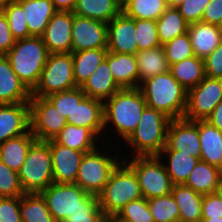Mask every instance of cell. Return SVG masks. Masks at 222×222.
Listing matches in <instances>:
<instances>
[{
	"label": "cell",
	"instance_id": "6",
	"mask_svg": "<svg viewBox=\"0 0 222 222\" xmlns=\"http://www.w3.org/2000/svg\"><path fill=\"white\" fill-rule=\"evenodd\" d=\"M18 176L24 193H40L53 183L52 157L46 141L36 140L31 145Z\"/></svg>",
	"mask_w": 222,
	"mask_h": 222
},
{
	"label": "cell",
	"instance_id": "41",
	"mask_svg": "<svg viewBox=\"0 0 222 222\" xmlns=\"http://www.w3.org/2000/svg\"><path fill=\"white\" fill-rule=\"evenodd\" d=\"M106 219L107 216L99 206L98 196L89 195L82 202V207L61 222H106Z\"/></svg>",
	"mask_w": 222,
	"mask_h": 222
},
{
	"label": "cell",
	"instance_id": "4",
	"mask_svg": "<svg viewBox=\"0 0 222 222\" xmlns=\"http://www.w3.org/2000/svg\"><path fill=\"white\" fill-rule=\"evenodd\" d=\"M142 197L137 177L125 162L117 165L98 195L99 206L107 217L117 215L130 201Z\"/></svg>",
	"mask_w": 222,
	"mask_h": 222
},
{
	"label": "cell",
	"instance_id": "28",
	"mask_svg": "<svg viewBox=\"0 0 222 222\" xmlns=\"http://www.w3.org/2000/svg\"><path fill=\"white\" fill-rule=\"evenodd\" d=\"M171 194L179 208V221H200L203 195L184 184L173 185Z\"/></svg>",
	"mask_w": 222,
	"mask_h": 222
},
{
	"label": "cell",
	"instance_id": "11",
	"mask_svg": "<svg viewBox=\"0 0 222 222\" xmlns=\"http://www.w3.org/2000/svg\"><path fill=\"white\" fill-rule=\"evenodd\" d=\"M30 130L37 141L53 140L67 124L66 117L46 97H31Z\"/></svg>",
	"mask_w": 222,
	"mask_h": 222
},
{
	"label": "cell",
	"instance_id": "25",
	"mask_svg": "<svg viewBox=\"0 0 222 222\" xmlns=\"http://www.w3.org/2000/svg\"><path fill=\"white\" fill-rule=\"evenodd\" d=\"M200 160L222 170V132L206 120H198Z\"/></svg>",
	"mask_w": 222,
	"mask_h": 222
},
{
	"label": "cell",
	"instance_id": "3",
	"mask_svg": "<svg viewBox=\"0 0 222 222\" xmlns=\"http://www.w3.org/2000/svg\"><path fill=\"white\" fill-rule=\"evenodd\" d=\"M48 54L42 38L31 36L16 40L5 56L21 82L32 92L39 82Z\"/></svg>",
	"mask_w": 222,
	"mask_h": 222
},
{
	"label": "cell",
	"instance_id": "12",
	"mask_svg": "<svg viewBox=\"0 0 222 222\" xmlns=\"http://www.w3.org/2000/svg\"><path fill=\"white\" fill-rule=\"evenodd\" d=\"M220 101H222V79L205 77L188 91L183 118L189 121L206 120Z\"/></svg>",
	"mask_w": 222,
	"mask_h": 222
},
{
	"label": "cell",
	"instance_id": "1",
	"mask_svg": "<svg viewBox=\"0 0 222 222\" xmlns=\"http://www.w3.org/2000/svg\"><path fill=\"white\" fill-rule=\"evenodd\" d=\"M138 88L148 107L164 113L171 120L184 117L188 91L170 71L144 80L143 85L140 84Z\"/></svg>",
	"mask_w": 222,
	"mask_h": 222
},
{
	"label": "cell",
	"instance_id": "37",
	"mask_svg": "<svg viewBox=\"0 0 222 222\" xmlns=\"http://www.w3.org/2000/svg\"><path fill=\"white\" fill-rule=\"evenodd\" d=\"M166 8L165 0H128L122 7V12L132 19L157 21Z\"/></svg>",
	"mask_w": 222,
	"mask_h": 222
},
{
	"label": "cell",
	"instance_id": "15",
	"mask_svg": "<svg viewBox=\"0 0 222 222\" xmlns=\"http://www.w3.org/2000/svg\"><path fill=\"white\" fill-rule=\"evenodd\" d=\"M73 12L57 11L41 36L49 54L70 53Z\"/></svg>",
	"mask_w": 222,
	"mask_h": 222
},
{
	"label": "cell",
	"instance_id": "44",
	"mask_svg": "<svg viewBox=\"0 0 222 222\" xmlns=\"http://www.w3.org/2000/svg\"><path fill=\"white\" fill-rule=\"evenodd\" d=\"M120 219L127 222H154L144 197L130 201L117 214Z\"/></svg>",
	"mask_w": 222,
	"mask_h": 222
},
{
	"label": "cell",
	"instance_id": "10",
	"mask_svg": "<svg viewBox=\"0 0 222 222\" xmlns=\"http://www.w3.org/2000/svg\"><path fill=\"white\" fill-rule=\"evenodd\" d=\"M56 222L69 218L90 195L75 183H52L40 192Z\"/></svg>",
	"mask_w": 222,
	"mask_h": 222
},
{
	"label": "cell",
	"instance_id": "2",
	"mask_svg": "<svg viewBox=\"0 0 222 222\" xmlns=\"http://www.w3.org/2000/svg\"><path fill=\"white\" fill-rule=\"evenodd\" d=\"M147 106L139 88H123L103 102V122L114 124L125 141L135 131Z\"/></svg>",
	"mask_w": 222,
	"mask_h": 222
},
{
	"label": "cell",
	"instance_id": "23",
	"mask_svg": "<svg viewBox=\"0 0 222 222\" xmlns=\"http://www.w3.org/2000/svg\"><path fill=\"white\" fill-rule=\"evenodd\" d=\"M86 96L105 101L122 89L110 71L107 60H103L96 70L80 87Z\"/></svg>",
	"mask_w": 222,
	"mask_h": 222
},
{
	"label": "cell",
	"instance_id": "43",
	"mask_svg": "<svg viewBox=\"0 0 222 222\" xmlns=\"http://www.w3.org/2000/svg\"><path fill=\"white\" fill-rule=\"evenodd\" d=\"M85 93L80 87L69 90L55 92L46 98L58 109L64 117H71L75 104H78L84 97Z\"/></svg>",
	"mask_w": 222,
	"mask_h": 222
},
{
	"label": "cell",
	"instance_id": "22",
	"mask_svg": "<svg viewBox=\"0 0 222 222\" xmlns=\"http://www.w3.org/2000/svg\"><path fill=\"white\" fill-rule=\"evenodd\" d=\"M24 9L29 37H41L57 12L51 0H16Z\"/></svg>",
	"mask_w": 222,
	"mask_h": 222
},
{
	"label": "cell",
	"instance_id": "31",
	"mask_svg": "<svg viewBox=\"0 0 222 222\" xmlns=\"http://www.w3.org/2000/svg\"><path fill=\"white\" fill-rule=\"evenodd\" d=\"M71 53L75 83L77 87H81L100 63L105 60L108 50L107 48H97Z\"/></svg>",
	"mask_w": 222,
	"mask_h": 222
},
{
	"label": "cell",
	"instance_id": "35",
	"mask_svg": "<svg viewBox=\"0 0 222 222\" xmlns=\"http://www.w3.org/2000/svg\"><path fill=\"white\" fill-rule=\"evenodd\" d=\"M161 153L168 154L169 165L164 166L173 185L184 184L200 160L197 157H192L189 154L176 150H162L158 157L161 156Z\"/></svg>",
	"mask_w": 222,
	"mask_h": 222
},
{
	"label": "cell",
	"instance_id": "58",
	"mask_svg": "<svg viewBox=\"0 0 222 222\" xmlns=\"http://www.w3.org/2000/svg\"><path fill=\"white\" fill-rule=\"evenodd\" d=\"M117 4H119L121 7H123L128 0H114Z\"/></svg>",
	"mask_w": 222,
	"mask_h": 222
},
{
	"label": "cell",
	"instance_id": "40",
	"mask_svg": "<svg viewBox=\"0 0 222 222\" xmlns=\"http://www.w3.org/2000/svg\"><path fill=\"white\" fill-rule=\"evenodd\" d=\"M135 40L138 51L154 49L161 46L156 21L149 19H135Z\"/></svg>",
	"mask_w": 222,
	"mask_h": 222
},
{
	"label": "cell",
	"instance_id": "45",
	"mask_svg": "<svg viewBox=\"0 0 222 222\" xmlns=\"http://www.w3.org/2000/svg\"><path fill=\"white\" fill-rule=\"evenodd\" d=\"M23 194L18 172L0 160V197H21Z\"/></svg>",
	"mask_w": 222,
	"mask_h": 222
},
{
	"label": "cell",
	"instance_id": "30",
	"mask_svg": "<svg viewBox=\"0 0 222 222\" xmlns=\"http://www.w3.org/2000/svg\"><path fill=\"white\" fill-rule=\"evenodd\" d=\"M169 71L187 91L197 86L206 77L204 59L196 55L170 65Z\"/></svg>",
	"mask_w": 222,
	"mask_h": 222
},
{
	"label": "cell",
	"instance_id": "5",
	"mask_svg": "<svg viewBox=\"0 0 222 222\" xmlns=\"http://www.w3.org/2000/svg\"><path fill=\"white\" fill-rule=\"evenodd\" d=\"M170 121L164 113L146 106L139 124L126 143L134 147L136 156H158L166 146Z\"/></svg>",
	"mask_w": 222,
	"mask_h": 222
},
{
	"label": "cell",
	"instance_id": "39",
	"mask_svg": "<svg viewBox=\"0 0 222 222\" xmlns=\"http://www.w3.org/2000/svg\"><path fill=\"white\" fill-rule=\"evenodd\" d=\"M5 14L9 29L16 40L28 38L29 30L26 22L25 12L17 1L10 2L1 8Z\"/></svg>",
	"mask_w": 222,
	"mask_h": 222
},
{
	"label": "cell",
	"instance_id": "56",
	"mask_svg": "<svg viewBox=\"0 0 222 222\" xmlns=\"http://www.w3.org/2000/svg\"><path fill=\"white\" fill-rule=\"evenodd\" d=\"M201 222H222V217H219V218H201Z\"/></svg>",
	"mask_w": 222,
	"mask_h": 222
},
{
	"label": "cell",
	"instance_id": "19",
	"mask_svg": "<svg viewBox=\"0 0 222 222\" xmlns=\"http://www.w3.org/2000/svg\"><path fill=\"white\" fill-rule=\"evenodd\" d=\"M31 92L12 70L5 55H0V105L29 103Z\"/></svg>",
	"mask_w": 222,
	"mask_h": 222
},
{
	"label": "cell",
	"instance_id": "16",
	"mask_svg": "<svg viewBox=\"0 0 222 222\" xmlns=\"http://www.w3.org/2000/svg\"><path fill=\"white\" fill-rule=\"evenodd\" d=\"M107 27V50L109 52L132 55L137 54L138 45L135 40V19H132L121 12L107 23Z\"/></svg>",
	"mask_w": 222,
	"mask_h": 222
},
{
	"label": "cell",
	"instance_id": "57",
	"mask_svg": "<svg viewBox=\"0 0 222 222\" xmlns=\"http://www.w3.org/2000/svg\"><path fill=\"white\" fill-rule=\"evenodd\" d=\"M12 1H16V0H0V9L4 6H7Z\"/></svg>",
	"mask_w": 222,
	"mask_h": 222
},
{
	"label": "cell",
	"instance_id": "27",
	"mask_svg": "<svg viewBox=\"0 0 222 222\" xmlns=\"http://www.w3.org/2000/svg\"><path fill=\"white\" fill-rule=\"evenodd\" d=\"M36 141L29 130L20 136L8 139L0 144V160L10 169L18 172L27 157L28 150Z\"/></svg>",
	"mask_w": 222,
	"mask_h": 222
},
{
	"label": "cell",
	"instance_id": "13",
	"mask_svg": "<svg viewBox=\"0 0 222 222\" xmlns=\"http://www.w3.org/2000/svg\"><path fill=\"white\" fill-rule=\"evenodd\" d=\"M71 52L107 48V23L73 13Z\"/></svg>",
	"mask_w": 222,
	"mask_h": 222
},
{
	"label": "cell",
	"instance_id": "50",
	"mask_svg": "<svg viewBox=\"0 0 222 222\" xmlns=\"http://www.w3.org/2000/svg\"><path fill=\"white\" fill-rule=\"evenodd\" d=\"M15 42L16 39L9 29L7 18L0 9V55H6Z\"/></svg>",
	"mask_w": 222,
	"mask_h": 222
},
{
	"label": "cell",
	"instance_id": "49",
	"mask_svg": "<svg viewBox=\"0 0 222 222\" xmlns=\"http://www.w3.org/2000/svg\"><path fill=\"white\" fill-rule=\"evenodd\" d=\"M204 66L206 77L222 79V42L204 58Z\"/></svg>",
	"mask_w": 222,
	"mask_h": 222
},
{
	"label": "cell",
	"instance_id": "55",
	"mask_svg": "<svg viewBox=\"0 0 222 222\" xmlns=\"http://www.w3.org/2000/svg\"><path fill=\"white\" fill-rule=\"evenodd\" d=\"M106 222H127V221L120 219L117 215H112L107 217Z\"/></svg>",
	"mask_w": 222,
	"mask_h": 222
},
{
	"label": "cell",
	"instance_id": "8",
	"mask_svg": "<svg viewBox=\"0 0 222 222\" xmlns=\"http://www.w3.org/2000/svg\"><path fill=\"white\" fill-rule=\"evenodd\" d=\"M158 156H136L130 163L124 161L135 173L145 199L171 193L173 184Z\"/></svg>",
	"mask_w": 222,
	"mask_h": 222
},
{
	"label": "cell",
	"instance_id": "24",
	"mask_svg": "<svg viewBox=\"0 0 222 222\" xmlns=\"http://www.w3.org/2000/svg\"><path fill=\"white\" fill-rule=\"evenodd\" d=\"M188 33L194 54L203 59L222 42V32L217 25L201 21L192 23L188 25Z\"/></svg>",
	"mask_w": 222,
	"mask_h": 222
},
{
	"label": "cell",
	"instance_id": "47",
	"mask_svg": "<svg viewBox=\"0 0 222 222\" xmlns=\"http://www.w3.org/2000/svg\"><path fill=\"white\" fill-rule=\"evenodd\" d=\"M0 222H22L20 197H0Z\"/></svg>",
	"mask_w": 222,
	"mask_h": 222
},
{
	"label": "cell",
	"instance_id": "46",
	"mask_svg": "<svg viewBox=\"0 0 222 222\" xmlns=\"http://www.w3.org/2000/svg\"><path fill=\"white\" fill-rule=\"evenodd\" d=\"M210 0H185L179 7L178 11L188 24L200 22L205 7Z\"/></svg>",
	"mask_w": 222,
	"mask_h": 222
},
{
	"label": "cell",
	"instance_id": "17",
	"mask_svg": "<svg viewBox=\"0 0 222 222\" xmlns=\"http://www.w3.org/2000/svg\"><path fill=\"white\" fill-rule=\"evenodd\" d=\"M50 146L53 166L54 183H75L79 165L84 152L70 149L69 147L46 141Z\"/></svg>",
	"mask_w": 222,
	"mask_h": 222
},
{
	"label": "cell",
	"instance_id": "38",
	"mask_svg": "<svg viewBox=\"0 0 222 222\" xmlns=\"http://www.w3.org/2000/svg\"><path fill=\"white\" fill-rule=\"evenodd\" d=\"M154 222H179V208L172 194L147 200Z\"/></svg>",
	"mask_w": 222,
	"mask_h": 222
},
{
	"label": "cell",
	"instance_id": "14",
	"mask_svg": "<svg viewBox=\"0 0 222 222\" xmlns=\"http://www.w3.org/2000/svg\"><path fill=\"white\" fill-rule=\"evenodd\" d=\"M163 150H176L200 159L201 147L198 121L174 119L167 128L166 146Z\"/></svg>",
	"mask_w": 222,
	"mask_h": 222
},
{
	"label": "cell",
	"instance_id": "42",
	"mask_svg": "<svg viewBox=\"0 0 222 222\" xmlns=\"http://www.w3.org/2000/svg\"><path fill=\"white\" fill-rule=\"evenodd\" d=\"M162 46L169 66L195 56L188 32L175 37Z\"/></svg>",
	"mask_w": 222,
	"mask_h": 222
},
{
	"label": "cell",
	"instance_id": "7",
	"mask_svg": "<svg viewBox=\"0 0 222 222\" xmlns=\"http://www.w3.org/2000/svg\"><path fill=\"white\" fill-rule=\"evenodd\" d=\"M72 53L48 54L39 82L31 97L48 95L75 88Z\"/></svg>",
	"mask_w": 222,
	"mask_h": 222
},
{
	"label": "cell",
	"instance_id": "20",
	"mask_svg": "<svg viewBox=\"0 0 222 222\" xmlns=\"http://www.w3.org/2000/svg\"><path fill=\"white\" fill-rule=\"evenodd\" d=\"M67 123L75 126L89 128L96 136L104 128L103 101L85 96L78 104H75L71 117L66 118Z\"/></svg>",
	"mask_w": 222,
	"mask_h": 222
},
{
	"label": "cell",
	"instance_id": "36",
	"mask_svg": "<svg viewBox=\"0 0 222 222\" xmlns=\"http://www.w3.org/2000/svg\"><path fill=\"white\" fill-rule=\"evenodd\" d=\"M22 222H56L40 193H24L20 197Z\"/></svg>",
	"mask_w": 222,
	"mask_h": 222
},
{
	"label": "cell",
	"instance_id": "60",
	"mask_svg": "<svg viewBox=\"0 0 222 222\" xmlns=\"http://www.w3.org/2000/svg\"><path fill=\"white\" fill-rule=\"evenodd\" d=\"M218 192H219V193L221 194V196H222V183H221V185H220V188H219Z\"/></svg>",
	"mask_w": 222,
	"mask_h": 222
},
{
	"label": "cell",
	"instance_id": "29",
	"mask_svg": "<svg viewBox=\"0 0 222 222\" xmlns=\"http://www.w3.org/2000/svg\"><path fill=\"white\" fill-rule=\"evenodd\" d=\"M96 136L89 128L67 123L54 137L55 143L84 153L96 149Z\"/></svg>",
	"mask_w": 222,
	"mask_h": 222
},
{
	"label": "cell",
	"instance_id": "48",
	"mask_svg": "<svg viewBox=\"0 0 222 222\" xmlns=\"http://www.w3.org/2000/svg\"><path fill=\"white\" fill-rule=\"evenodd\" d=\"M222 217V196L219 192L203 195L201 218Z\"/></svg>",
	"mask_w": 222,
	"mask_h": 222
},
{
	"label": "cell",
	"instance_id": "32",
	"mask_svg": "<svg viewBox=\"0 0 222 222\" xmlns=\"http://www.w3.org/2000/svg\"><path fill=\"white\" fill-rule=\"evenodd\" d=\"M122 12V7L114 0H77L73 13L109 23Z\"/></svg>",
	"mask_w": 222,
	"mask_h": 222
},
{
	"label": "cell",
	"instance_id": "33",
	"mask_svg": "<svg viewBox=\"0 0 222 222\" xmlns=\"http://www.w3.org/2000/svg\"><path fill=\"white\" fill-rule=\"evenodd\" d=\"M136 61L141 83L150 77L169 71L170 67L163 46L138 51Z\"/></svg>",
	"mask_w": 222,
	"mask_h": 222
},
{
	"label": "cell",
	"instance_id": "26",
	"mask_svg": "<svg viewBox=\"0 0 222 222\" xmlns=\"http://www.w3.org/2000/svg\"><path fill=\"white\" fill-rule=\"evenodd\" d=\"M222 183V170L199 160L184 185L192 188L196 193L207 195L218 192Z\"/></svg>",
	"mask_w": 222,
	"mask_h": 222
},
{
	"label": "cell",
	"instance_id": "18",
	"mask_svg": "<svg viewBox=\"0 0 222 222\" xmlns=\"http://www.w3.org/2000/svg\"><path fill=\"white\" fill-rule=\"evenodd\" d=\"M30 130L29 103L0 105V144Z\"/></svg>",
	"mask_w": 222,
	"mask_h": 222
},
{
	"label": "cell",
	"instance_id": "53",
	"mask_svg": "<svg viewBox=\"0 0 222 222\" xmlns=\"http://www.w3.org/2000/svg\"><path fill=\"white\" fill-rule=\"evenodd\" d=\"M57 11L73 12L77 0H51Z\"/></svg>",
	"mask_w": 222,
	"mask_h": 222
},
{
	"label": "cell",
	"instance_id": "21",
	"mask_svg": "<svg viewBox=\"0 0 222 222\" xmlns=\"http://www.w3.org/2000/svg\"><path fill=\"white\" fill-rule=\"evenodd\" d=\"M105 59L107 60L115 82L122 89L139 87V71L136 55L108 51Z\"/></svg>",
	"mask_w": 222,
	"mask_h": 222
},
{
	"label": "cell",
	"instance_id": "51",
	"mask_svg": "<svg viewBox=\"0 0 222 222\" xmlns=\"http://www.w3.org/2000/svg\"><path fill=\"white\" fill-rule=\"evenodd\" d=\"M222 19V0H210L202 14L201 22L218 25Z\"/></svg>",
	"mask_w": 222,
	"mask_h": 222
},
{
	"label": "cell",
	"instance_id": "9",
	"mask_svg": "<svg viewBox=\"0 0 222 222\" xmlns=\"http://www.w3.org/2000/svg\"><path fill=\"white\" fill-rule=\"evenodd\" d=\"M97 150L84 153L75 180V184L85 192L96 196L102 192L111 173L119 164L117 158L105 156Z\"/></svg>",
	"mask_w": 222,
	"mask_h": 222
},
{
	"label": "cell",
	"instance_id": "59",
	"mask_svg": "<svg viewBox=\"0 0 222 222\" xmlns=\"http://www.w3.org/2000/svg\"><path fill=\"white\" fill-rule=\"evenodd\" d=\"M217 26H218L219 30L222 32V19Z\"/></svg>",
	"mask_w": 222,
	"mask_h": 222
},
{
	"label": "cell",
	"instance_id": "54",
	"mask_svg": "<svg viewBox=\"0 0 222 222\" xmlns=\"http://www.w3.org/2000/svg\"><path fill=\"white\" fill-rule=\"evenodd\" d=\"M167 7L177 8L183 3L185 0H165Z\"/></svg>",
	"mask_w": 222,
	"mask_h": 222
},
{
	"label": "cell",
	"instance_id": "61",
	"mask_svg": "<svg viewBox=\"0 0 222 222\" xmlns=\"http://www.w3.org/2000/svg\"><path fill=\"white\" fill-rule=\"evenodd\" d=\"M179 222H201V220L200 221H179Z\"/></svg>",
	"mask_w": 222,
	"mask_h": 222
},
{
	"label": "cell",
	"instance_id": "34",
	"mask_svg": "<svg viewBox=\"0 0 222 222\" xmlns=\"http://www.w3.org/2000/svg\"><path fill=\"white\" fill-rule=\"evenodd\" d=\"M188 25L177 8L167 7L156 21L158 39L161 46L175 37L188 32Z\"/></svg>",
	"mask_w": 222,
	"mask_h": 222
},
{
	"label": "cell",
	"instance_id": "52",
	"mask_svg": "<svg viewBox=\"0 0 222 222\" xmlns=\"http://www.w3.org/2000/svg\"><path fill=\"white\" fill-rule=\"evenodd\" d=\"M211 125L215 126L222 132V101L213 109L211 115L206 119Z\"/></svg>",
	"mask_w": 222,
	"mask_h": 222
}]
</instances>
